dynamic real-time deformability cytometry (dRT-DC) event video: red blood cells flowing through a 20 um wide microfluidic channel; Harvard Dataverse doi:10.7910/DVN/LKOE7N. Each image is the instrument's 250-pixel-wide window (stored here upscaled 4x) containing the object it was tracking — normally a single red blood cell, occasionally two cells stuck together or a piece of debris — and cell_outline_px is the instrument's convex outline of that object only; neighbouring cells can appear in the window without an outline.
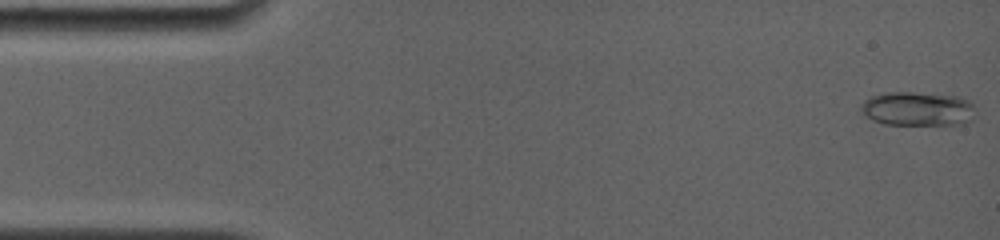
{"species": "common noctule bat (a hibernating species)", "species_latin": "Nyctalus noctula", "temperature_condition": "room temperature", "stored_images_in_passage": 36, "camera_frame_rate_fps": 4000, "um_per_image_px": 0.085, "animal": {"sex": "female", "body_mass_g": 19.0, "forearm_length_mm": 56.7}, "frame": {"image": 1, "passage_image": 1, "time_ms": 0.0, "image_size_px": [1000, 240], "cell_outline_px": [[972, 120], [960, 124], [884, 124], [872, 120], [860, 112], [860, 104], [864, 100], [872, 96], [888, 92], [912, 92], [956, 96], [968, 100], [972, 104]], "centroid_in_image_um": [77.93, 9.24], "position_along_channel_um": 7.1, "area_um2": 22.54}}
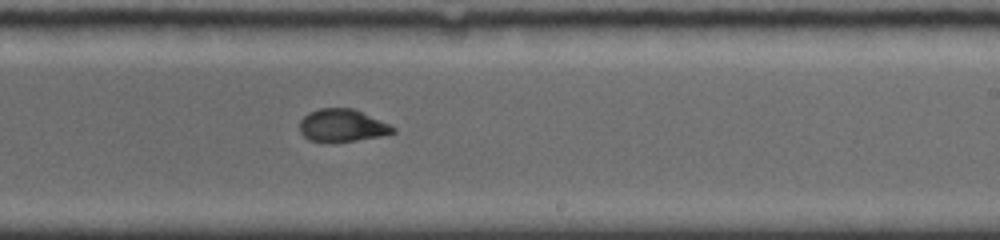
{"frame": {"image": 2, "passage_image": 21, "time_ms": 9.75, "image_size_px": [1000, 240], "cell_outline_px": [[396, 132], [380, 136], [356, 140], [308, 140], [300, 132], [300, 120], [308, 112], [320, 108], [352, 108], [388, 124], [396, 128]], "centroid_in_image_um": [29.07, 10.64], "position_along_channel_um": 259.9, "area_um2": 17.17}}
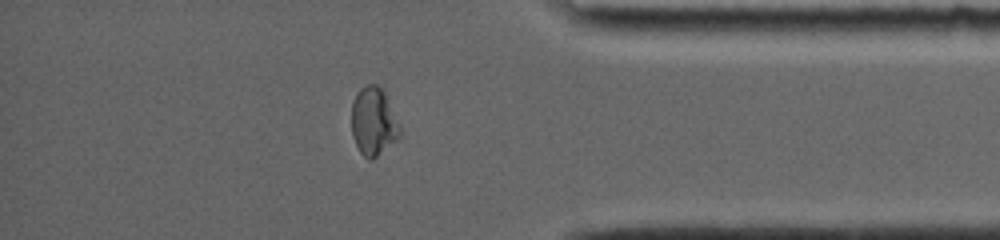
{"frame": {"image": 3, "passage_image": 32, "time_ms": 13.75, "image_size_px": [1000, 240], "cell_outline_px": [[400, 136], [396, 140], [372, 160], [368, 160], [360, 152], [352, 136], [352, 104], [360, 88], [368, 84], [376, 84], [384, 88], [400, 124]], "centroid_in_image_um": [31.77, 10.31], "position_along_channel_um": 403.4, "area_um2": 19.36}}